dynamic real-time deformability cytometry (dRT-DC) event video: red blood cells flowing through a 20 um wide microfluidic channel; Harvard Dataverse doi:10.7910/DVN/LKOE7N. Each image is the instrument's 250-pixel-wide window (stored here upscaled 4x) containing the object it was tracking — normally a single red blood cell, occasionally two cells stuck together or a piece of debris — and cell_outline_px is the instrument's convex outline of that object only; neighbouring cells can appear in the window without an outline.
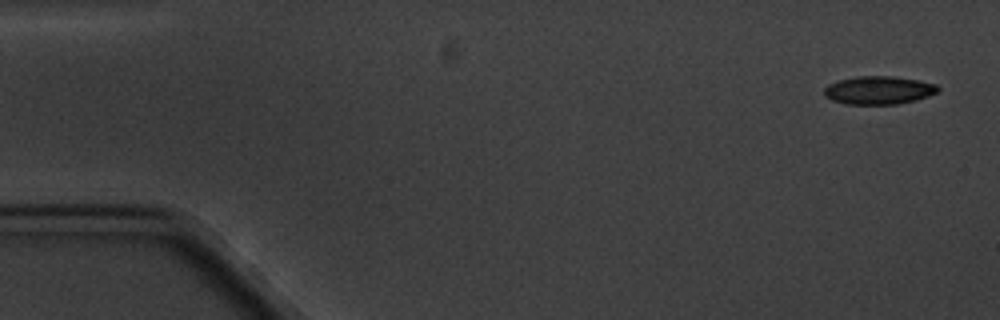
{"species": "common noctule bat (a hibernating species)", "species_latin": "Nyctalus noctula", "temperature_condition": "cold", "stored_images_in_passage": 6, "camera_frame_rate_fps": 3000, "um_per_image_px": 0.085, "animal": {"sex": "male", "body_mass_g": 20.1, "forearm_length_mm": 53.5}, "frame": {"image": 1, "passage_image": 1, "time_ms": 0.0, "image_size_px": [1000, 320], "cell_outline_px": [[940, 88], [936, 92], [928, 96], [916, 100], [896, 104], [844, 104], [832, 100], [824, 96], [824, 88], [828, 84], [840, 80], [856, 76], [892, 76], [916, 80], [936, 84]], "centroid_in_image_um": [74.66, 7.67], "position_along_channel_um": 10.3, "area_um2": 18.61}}